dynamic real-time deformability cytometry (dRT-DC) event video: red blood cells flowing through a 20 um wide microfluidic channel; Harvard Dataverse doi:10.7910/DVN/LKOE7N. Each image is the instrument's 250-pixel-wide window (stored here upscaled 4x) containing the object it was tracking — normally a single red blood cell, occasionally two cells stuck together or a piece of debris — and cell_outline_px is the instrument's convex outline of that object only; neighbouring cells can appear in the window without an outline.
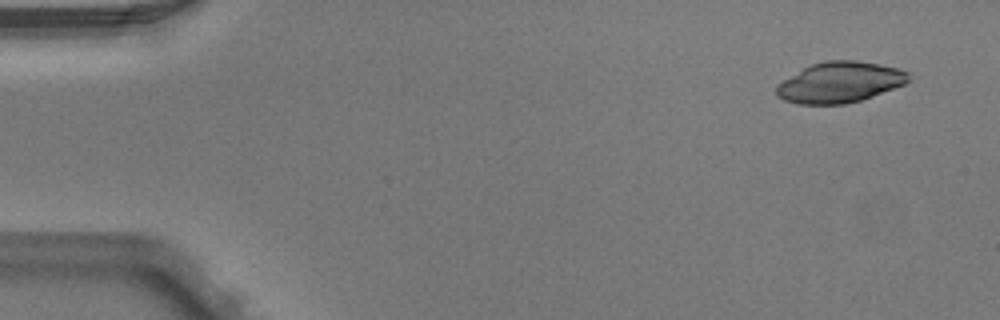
{"species": "Egyptian fruit bat (a non-hibernating species)", "species_latin": "Rousettus aegyptiacus", "temperature_condition": "warm", "stored_images_in_passage": 3, "camera_frame_rate_fps": 3000, "um_per_image_px": 0.085, "animal": {"sex": "male"}, "frame": {"image": 1, "passage_image": 1, "time_ms": 0.0, "image_size_px": [1000, 320], "cell_outline_px": [[908, 80], [904, 84], [872, 96], [860, 100], [844, 104], [796, 104], [784, 100], [776, 96], [776, 84], [804, 68], [812, 64], [824, 60], [856, 60], [880, 64], [900, 68], [908, 72]], "centroid_in_image_um": [71.36, 6.99], "position_along_channel_um": 13.6, "area_um2": 31.27}}
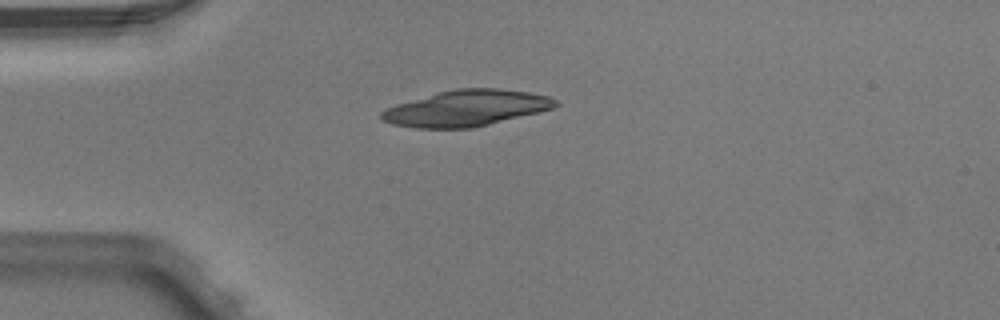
{"frame": {"image": 2, "passage_image": 3, "time_ms": 0.667, "image_size_px": [1000, 320], "cell_outline_px": [[560, 104], [552, 108], [540, 112], [472, 128], [416, 128], [392, 124], [380, 120], [380, 112], [384, 108], [396, 104], [440, 92], [456, 88], [496, 88], [528, 92], [548, 96], [556, 100]], "centroid_in_image_um": [39.61, 9.2], "position_along_channel_um": 45.4, "area_um2": 36.47}}